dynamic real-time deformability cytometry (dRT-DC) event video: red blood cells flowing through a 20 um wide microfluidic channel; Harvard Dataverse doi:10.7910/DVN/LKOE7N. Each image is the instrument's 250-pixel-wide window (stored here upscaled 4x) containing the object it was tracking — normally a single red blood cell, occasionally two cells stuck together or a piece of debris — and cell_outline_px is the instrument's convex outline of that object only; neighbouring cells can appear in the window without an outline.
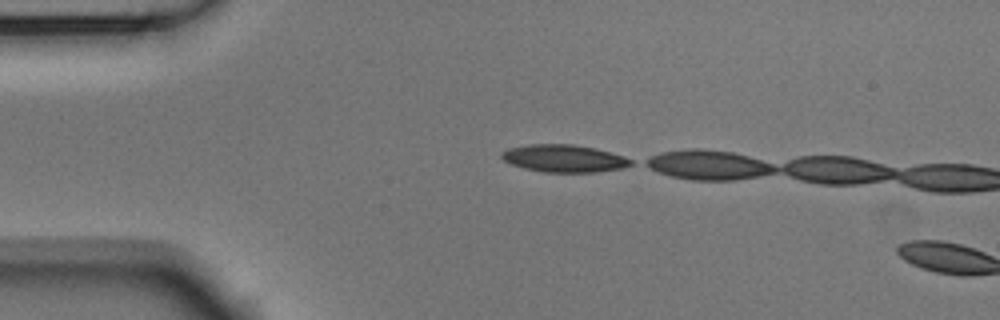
{"species": "Egyptian fruit bat (a non-hibernating species)", "species_latin": "Rousettus aegyptiacus", "temperature_condition": "room temperature", "stored_images_in_passage": 3, "camera_frame_rate_fps": 3000, "um_per_image_px": 0.085, "animal": {"sex": "male"}, "frame": {"image": 1, "passage_image": 1, "time_ms": 0.0, "image_size_px": [1000, 320], "cell_outline_px": [[632, 164], [624, 168], [596, 172], [544, 172], [524, 168], [512, 164], [504, 160], [500, 156], [500, 152], [508, 148], [528, 144], [572, 144], [596, 148], [624, 156], [632, 160]], "centroid_in_image_um": [47.94, 13.46], "position_along_channel_um": 37.1, "area_um2": 20.75}}